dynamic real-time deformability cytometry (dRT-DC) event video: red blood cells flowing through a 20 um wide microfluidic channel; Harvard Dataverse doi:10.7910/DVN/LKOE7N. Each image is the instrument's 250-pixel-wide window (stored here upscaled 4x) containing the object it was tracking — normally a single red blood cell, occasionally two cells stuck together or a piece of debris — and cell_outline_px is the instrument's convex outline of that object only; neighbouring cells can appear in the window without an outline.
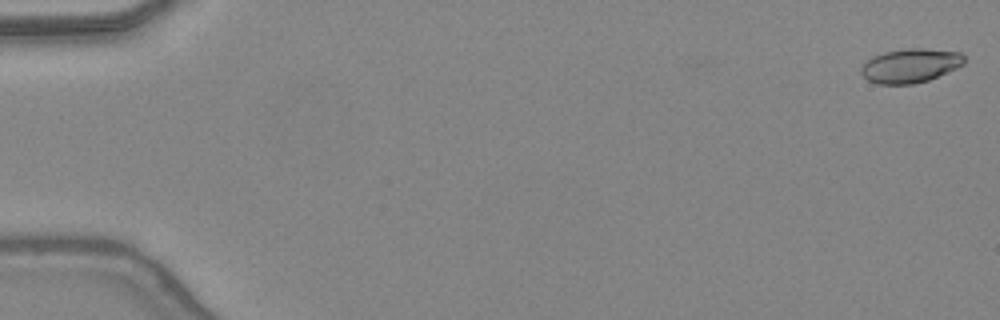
{"species": "common noctule bat (a hibernating species)", "species_latin": "Nyctalus noctula", "temperature_condition": "warm", "stored_images_in_passage": 48, "camera_frame_rate_fps": 3000, "um_per_image_px": 0.085, "animal": {"sex": "female", "body_mass_g": 24.6, "forearm_length_mm": 56.2}, "frame": {"image": 1, "passage_image": 1, "time_ms": 0.0, "image_size_px": [1000, 320], "cell_outline_px": [[964, 64], [956, 68], [928, 80], [912, 84], [876, 84], [868, 80], [860, 72], [860, 68], [872, 56], [884, 52], [908, 48], [924, 48], [960, 52], [964, 56]], "centroid_in_image_um": [77.36, 5.57], "position_along_channel_um": 7.6, "area_um2": 20.4}}
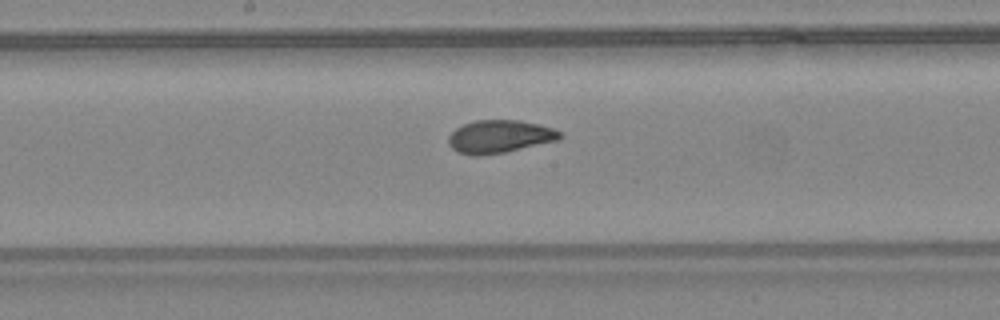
{"frame": {"image": 2, "passage_image": 26, "time_ms": 8.333, "image_size_px": [1000, 320], "cell_outline_px": [[564, 136], [556, 140], [504, 152], [480, 156], [472, 156], [456, 152], [448, 144], [448, 136], [456, 128], [464, 124], [476, 120], [520, 120], [540, 124], [564, 132]], "centroid_in_image_um": [42.45, 11.6], "position_along_channel_um": 205.7, "area_um2": 21.44}}
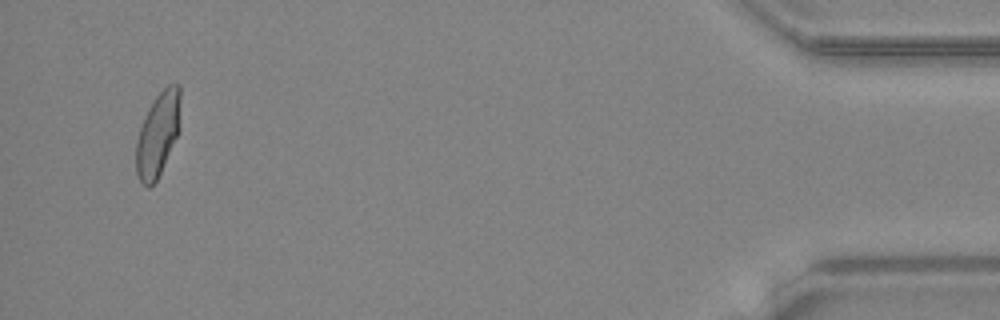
{"frame": {"image": 3, "passage_image": 46, "time_ms": 15.0, "image_size_px": [1000, 320], "cell_outline_px": [[180, 128], [160, 172], [156, 180], [148, 188], [140, 180], [136, 172], [136, 140], [144, 116], [156, 96], [168, 84], [180, 84]], "centroid_in_image_um": [13.42, 11.37], "position_along_channel_um": 421.8, "area_um2": 21.44}, "authors_computed_cell_mechanics": {"area_um2": 21.3282, "velocity_mm_per_s": 4.4103, "shape_relaxation_time_tau1_ms": 9.6518, "shape_relaxation_time_tau2_ms": 0.8528, "deformation_change_tau1": 0.247, "deformation_change_tau2": 0.0556}}